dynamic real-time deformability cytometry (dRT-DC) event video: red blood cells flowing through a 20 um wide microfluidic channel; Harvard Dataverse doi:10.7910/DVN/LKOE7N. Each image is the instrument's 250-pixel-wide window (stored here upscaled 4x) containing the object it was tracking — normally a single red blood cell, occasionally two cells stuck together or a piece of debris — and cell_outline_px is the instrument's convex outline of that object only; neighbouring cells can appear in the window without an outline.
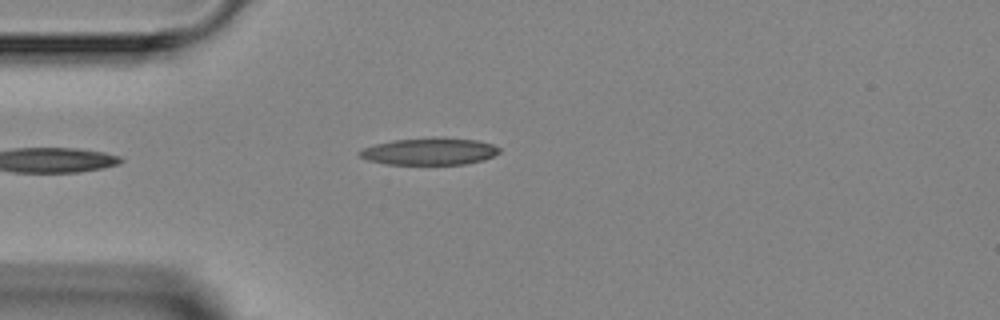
{"species": "Egyptian fruit bat (a non-hibernating species)", "species_latin": "Rousettus aegyptiacus", "temperature_condition": "room temperature", "stored_images_in_passage": 3, "camera_frame_rate_fps": 3000, "um_per_image_px": 0.085, "animal": {"sex": "female"}, "frame": {"image": 1, "passage_image": 3, "time_ms": 2.333, "image_size_px": [1000, 320], "cell_outline_px": [[500, 152], [484, 160], [464, 164], [384, 164], [368, 160], [360, 156], [356, 152], [364, 148], [376, 144], [392, 140], [436, 136], [476, 140], [492, 144], [500, 148]], "centroid_in_image_um": [36.5, 12.85], "position_along_channel_um": 48.5, "area_um2": 22.2}}